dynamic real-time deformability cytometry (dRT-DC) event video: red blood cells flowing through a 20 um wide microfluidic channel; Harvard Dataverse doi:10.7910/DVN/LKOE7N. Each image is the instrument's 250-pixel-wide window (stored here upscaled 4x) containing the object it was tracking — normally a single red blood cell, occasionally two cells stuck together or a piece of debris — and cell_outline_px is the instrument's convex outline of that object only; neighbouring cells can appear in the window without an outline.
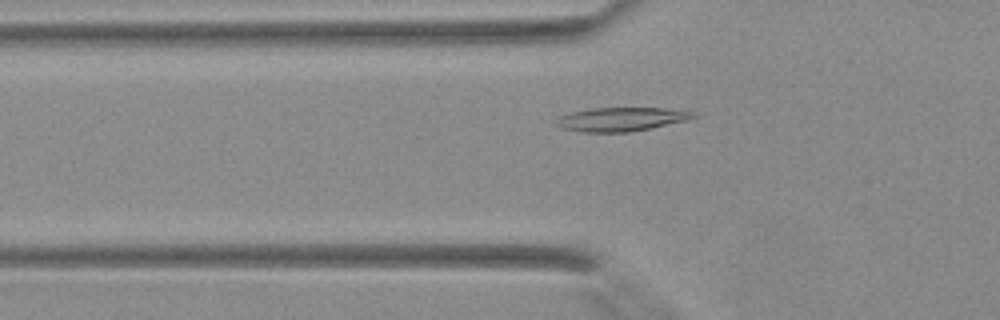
{"species": "Egyptian fruit bat (a non-hibernating species)", "species_latin": "Rousettus aegyptiacus", "temperature_condition": "warm", "stored_images_in_passage": 37, "camera_frame_rate_fps": 3000, "um_per_image_px": 0.085, "animal": {"sex": "female"}, "frame": {"image": 1, "passage_image": 10, "time_ms": 3.0, "image_size_px": [1000, 320], "cell_outline_px": [[700, 116], [688, 120], [628, 132], [580, 132], [560, 128], [556, 124], [556, 120], [560, 116], [572, 112], [592, 108], [664, 108], [700, 112]], "centroid_in_image_um": [52.85, 10.13], "position_along_channel_um": 72.9, "area_um2": 19.07}}
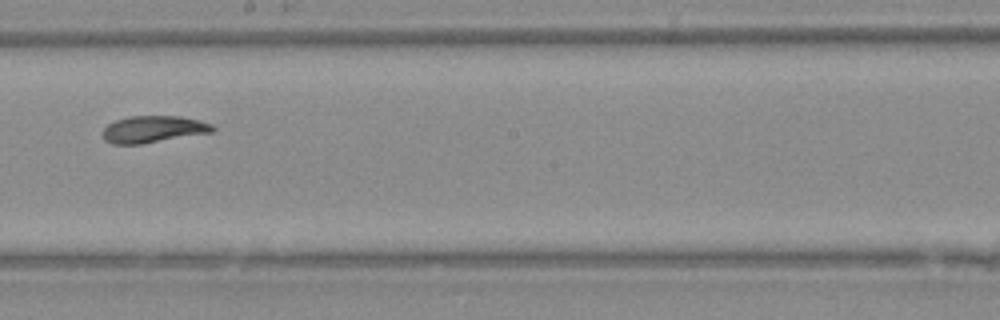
{"frame": {"image": 2, "passage_image": 20, "time_ms": 6.333, "image_size_px": [1000, 320], "cell_outline_px": [[216, 128], [212, 132], [140, 144], [112, 144], [104, 140], [100, 132], [108, 124], [116, 120], [128, 116], [180, 116], [212, 124]], "centroid_in_image_um": [12.97, 10.98], "position_along_channel_um": 235.2, "area_um2": 17.17}}
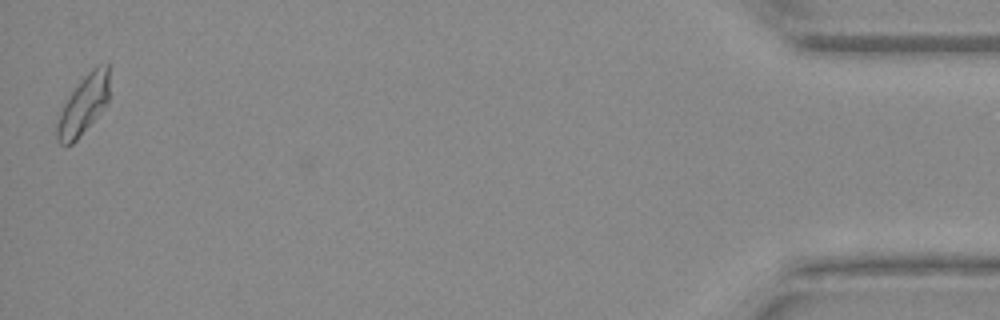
{"frame": {"image": 3, "passage_image": 37, "time_ms": 12.0, "image_size_px": [1000, 320], "cell_outline_px": [[108, 100], [104, 108], [76, 140], [72, 144], [60, 144], [56, 140], [56, 124], [64, 104], [72, 92], [84, 76], [96, 64], [108, 64]], "centroid_in_image_um": [7.09, 8.92], "position_along_channel_um": 428.1, "area_um2": 17.63}}